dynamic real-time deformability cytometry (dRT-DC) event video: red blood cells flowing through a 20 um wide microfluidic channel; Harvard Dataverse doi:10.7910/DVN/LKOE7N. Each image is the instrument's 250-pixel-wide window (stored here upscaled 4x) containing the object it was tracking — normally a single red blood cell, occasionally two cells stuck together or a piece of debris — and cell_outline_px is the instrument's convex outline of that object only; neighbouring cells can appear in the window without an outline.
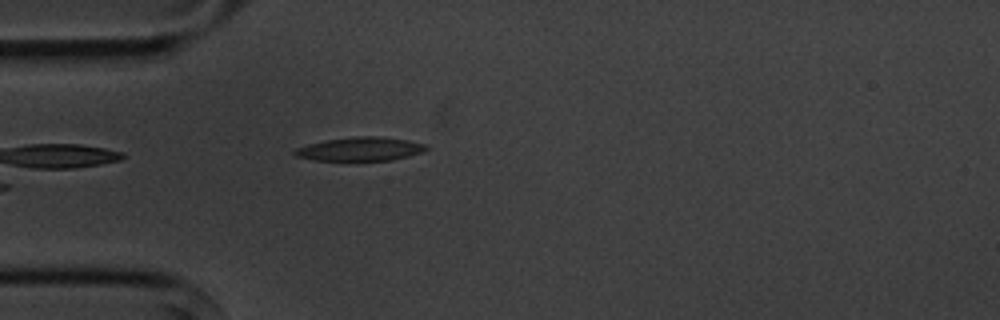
{"species": "common noctule bat (a hibernating species)", "species_latin": "Nyctalus noctula", "temperature_condition": "cold", "stored_images_in_passage": 5, "camera_frame_rate_fps": 3000, "um_per_image_px": 0.085, "animal": {"sex": "male", "body_mass_g": 20.1, "forearm_length_mm": 53.5}, "frame": {"image": 1, "passage_image": 5, "time_ms": 5.667, "image_size_px": [1000, 320], "cell_outline_px": [[428, 148], [424, 152], [392, 160], [316, 160], [296, 156], [292, 152], [296, 148], [308, 144], [328, 140], [356, 136], [380, 136], [408, 140], [428, 144]], "centroid_in_image_um": [30.68, 12.66], "position_along_channel_um": 54.3, "area_um2": 18.09}}